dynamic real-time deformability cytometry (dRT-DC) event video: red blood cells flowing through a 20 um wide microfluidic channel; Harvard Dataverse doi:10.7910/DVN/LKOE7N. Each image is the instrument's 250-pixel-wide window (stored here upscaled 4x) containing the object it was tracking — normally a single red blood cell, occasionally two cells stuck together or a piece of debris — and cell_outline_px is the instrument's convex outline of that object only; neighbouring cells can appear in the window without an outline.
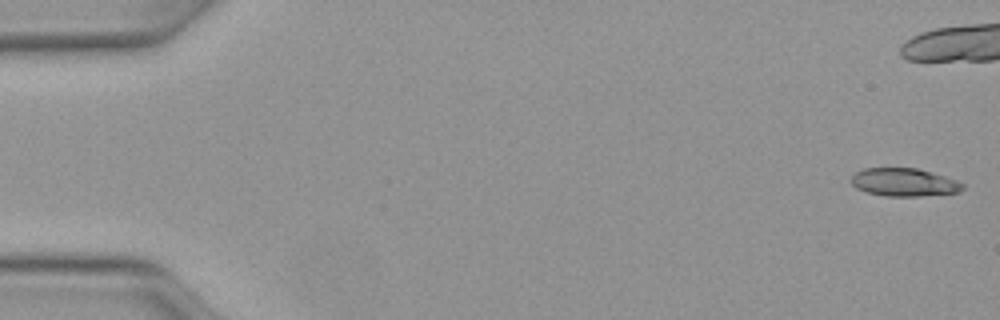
{"species": "Egyptian fruit bat (a non-hibernating species)", "species_latin": "Rousettus aegyptiacus", "temperature_condition": "warm", "stored_images_in_passage": 40, "camera_frame_rate_fps": 3000, "um_per_image_px": 0.085, "animal": {"sex": "female"}, "frame": {"image": 1, "passage_image": 1, "time_ms": 0.0, "image_size_px": [1000, 320], "cell_outline_px": [[964, 188], [960, 192], [920, 196], [888, 196], [868, 192], [856, 188], [852, 184], [852, 176], [856, 172], [864, 168], [916, 168], [932, 172], [956, 180], [964, 184]], "centroid_in_image_um": [76.87, 15.49], "position_along_channel_um": 8.1, "area_um2": 18.09}}